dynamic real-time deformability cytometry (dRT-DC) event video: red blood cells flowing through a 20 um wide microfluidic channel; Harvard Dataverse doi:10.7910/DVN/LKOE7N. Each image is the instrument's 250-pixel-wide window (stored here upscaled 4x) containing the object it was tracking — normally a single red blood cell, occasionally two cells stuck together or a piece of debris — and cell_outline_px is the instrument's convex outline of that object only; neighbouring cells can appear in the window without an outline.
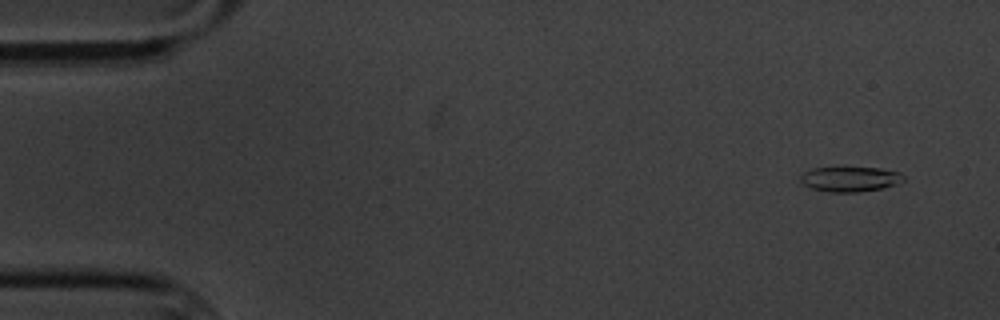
{"species": "common noctule bat (a hibernating species)", "species_latin": "Nyctalus noctula", "temperature_condition": "cold", "stored_images_in_passage": 7, "camera_frame_rate_fps": 3000, "um_per_image_px": 0.085, "animal": {"sex": "male", "body_mass_g": 20.1, "forearm_length_mm": 53.5}, "frame": {"image": 1, "passage_image": 2, "time_ms": 1.0, "image_size_px": [1000, 320], "cell_outline_px": [[904, 180], [880, 188], [856, 192], [828, 192], [812, 188], [804, 184], [800, 180], [800, 176], [804, 172], [812, 168], [880, 168], [900, 172], [904, 176]], "centroid_in_image_um": [72.22, 15.22], "position_along_channel_um": 12.8, "area_um2": 14.68}}
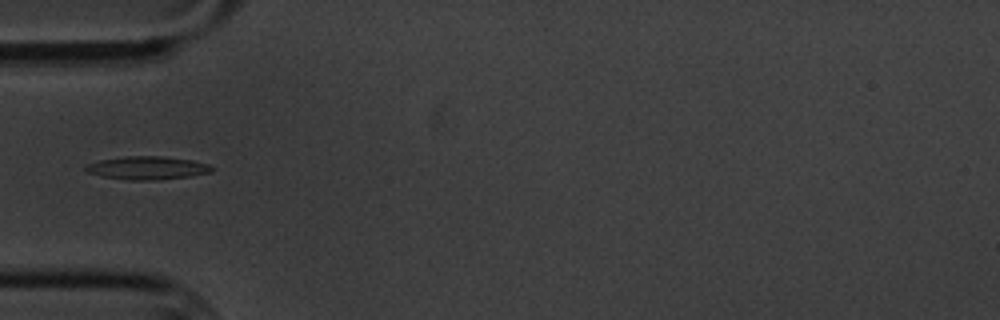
{"frame": {"image": 2, "passage_image": 6, "time_ms": 6.0, "image_size_px": [1000, 320], "cell_outline_px": [[212, 172], [188, 176], [160, 180], [128, 180], [100, 176], [88, 172], [84, 168], [88, 164], [100, 160], [124, 156], [164, 156], [192, 160], [208, 164], [212, 168]], "centroid_in_image_um": [12.51, 14.27], "position_along_channel_um": 72.5, "area_um2": 16.99}}
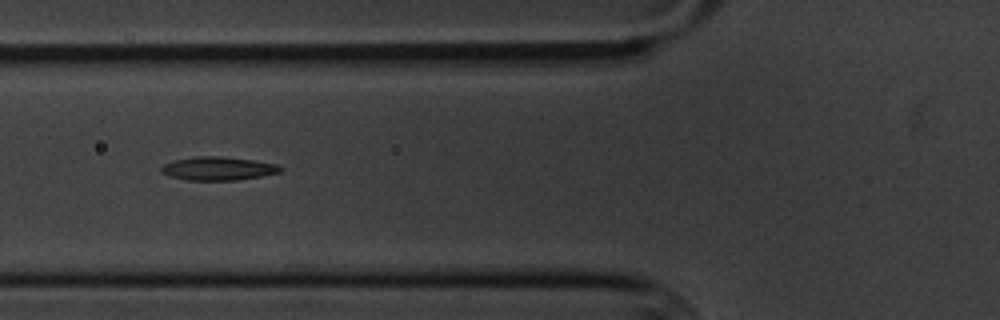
{"frame": {"image": 3, "passage_image": 7, "time_ms": 7.0, "image_size_px": [1000, 320], "cell_outline_px": [[280, 172], [260, 176], [236, 180], [188, 180], [172, 176], [160, 172], [160, 168], [164, 164], [172, 160], [196, 156], [220, 156], [252, 160], [276, 164], [280, 168]], "centroid_in_image_um": [18.48, 14.31], "position_along_channel_um": 107.3, "area_um2": 16.07}}